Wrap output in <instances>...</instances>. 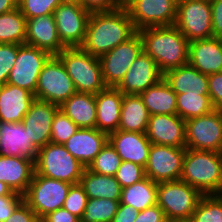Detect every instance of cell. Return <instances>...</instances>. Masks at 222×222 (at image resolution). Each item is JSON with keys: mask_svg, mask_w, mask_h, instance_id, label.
Returning a JSON list of instances; mask_svg holds the SVG:
<instances>
[{"mask_svg": "<svg viewBox=\"0 0 222 222\" xmlns=\"http://www.w3.org/2000/svg\"><path fill=\"white\" fill-rule=\"evenodd\" d=\"M137 31L124 6L112 11L91 12L88 18L85 39L80 48L100 58Z\"/></svg>", "mask_w": 222, "mask_h": 222, "instance_id": "6da1fadb", "label": "cell"}, {"mask_svg": "<svg viewBox=\"0 0 222 222\" xmlns=\"http://www.w3.org/2000/svg\"><path fill=\"white\" fill-rule=\"evenodd\" d=\"M137 32L143 52L156 62L163 74L188 64L189 41L175 25L147 27Z\"/></svg>", "mask_w": 222, "mask_h": 222, "instance_id": "7a4b0ae2", "label": "cell"}, {"mask_svg": "<svg viewBox=\"0 0 222 222\" xmlns=\"http://www.w3.org/2000/svg\"><path fill=\"white\" fill-rule=\"evenodd\" d=\"M221 169V152L186 148L180 180L203 195L216 194L219 191Z\"/></svg>", "mask_w": 222, "mask_h": 222, "instance_id": "3957f363", "label": "cell"}, {"mask_svg": "<svg viewBox=\"0 0 222 222\" xmlns=\"http://www.w3.org/2000/svg\"><path fill=\"white\" fill-rule=\"evenodd\" d=\"M57 57L71 77L76 91L97 94L107 86L103 81L100 59L80 47L65 48Z\"/></svg>", "mask_w": 222, "mask_h": 222, "instance_id": "277c9868", "label": "cell"}, {"mask_svg": "<svg viewBox=\"0 0 222 222\" xmlns=\"http://www.w3.org/2000/svg\"><path fill=\"white\" fill-rule=\"evenodd\" d=\"M35 172L41 176L76 184L86 169L62 144L49 142L39 148Z\"/></svg>", "mask_w": 222, "mask_h": 222, "instance_id": "5b68a950", "label": "cell"}, {"mask_svg": "<svg viewBox=\"0 0 222 222\" xmlns=\"http://www.w3.org/2000/svg\"><path fill=\"white\" fill-rule=\"evenodd\" d=\"M157 205L169 221L190 219L203 194L181 181L161 182L157 185Z\"/></svg>", "mask_w": 222, "mask_h": 222, "instance_id": "8992f818", "label": "cell"}, {"mask_svg": "<svg viewBox=\"0 0 222 222\" xmlns=\"http://www.w3.org/2000/svg\"><path fill=\"white\" fill-rule=\"evenodd\" d=\"M71 184L41 176L34 171L24 201L41 220L48 213L61 208L66 200Z\"/></svg>", "mask_w": 222, "mask_h": 222, "instance_id": "52a82bcc", "label": "cell"}, {"mask_svg": "<svg viewBox=\"0 0 222 222\" xmlns=\"http://www.w3.org/2000/svg\"><path fill=\"white\" fill-rule=\"evenodd\" d=\"M76 92L61 60L51 56L38 76L35 99L61 106Z\"/></svg>", "mask_w": 222, "mask_h": 222, "instance_id": "ba28073f", "label": "cell"}, {"mask_svg": "<svg viewBox=\"0 0 222 222\" xmlns=\"http://www.w3.org/2000/svg\"><path fill=\"white\" fill-rule=\"evenodd\" d=\"M174 25L189 42L212 38L211 3L204 0H179Z\"/></svg>", "mask_w": 222, "mask_h": 222, "instance_id": "9c48e42d", "label": "cell"}, {"mask_svg": "<svg viewBox=\"0 0 222 222\" xmlns=\"http://www.w3.org/2000/svg\"><path fill=\"white\" fill-rule=\"evenodd\" d=\"M178 0H123L136 31L147 27L172 26Z\"/></svg>", "mask_w": 222, "mask_h": 222, "instance_id": "30bf717a", "label": "cell"}, {"mask_svg": "<svg viewBox=\"0 0 222 222\" xmlns=\"http://www.w3.org/2000/svg\"><path fill=\"white\" fill-rule=\"evenodd\" d=\"M185 131L187 149L222 152V110L186 120Z\"/></svg>", "mask_w": 222, "mask_h": 222, "instance_id": "8fae6325", "label": "cell"}, {"mask_svg": "<svg viewBox=\"0 0 222 222\" xmlns=\"http://www.w3.org/2000/svg\"><path fill=\"white\" fill-rule=\"evenodd\" d=\"M89 15L90 12L77 0H64L55 8L53 16L57 33L66 48L83 44Z\"/></svg>", "mask_w": 222, "mask_h": 222, "instance_id": "7c38bea8", "label": "cell"}, {"mask_svg": "<svg viewBox=\"0 0 222 222\" xmlns=\"http://www.w3.org/2000/svg\"><path fill=\"white\" fill-rule=\"evenodd\" d=\"M143 52L140 34L136 32L126 42L101 56L103 81L107 87H116L132 62Z\"/></svg>", "mask_w": 222, "mask_h": 222, "instance_id": "4fadbf2b", "label": "cell"}, {"mask_svg": "<svg viewBox=\"0 0 222 222\" xmlns=\"http://www.w3.org/2000/svg\"><path fill=\"white\" fill-rule=\"evenodd\" d=\"M186 147L153 144L149 150L145 175L156 183L180 180Z\"/></svg>", "mask_w": 222, "mask_h": 222, "instance_id": "5bb4252c", "label": "cell"}, {"mask_svg": "<svg viewBox=\"0 0 222 222\" xmlns=\"http://www.w3.org/2000/svg\"><path fill=\"white\" fill-rule=\"evenodd\" d=\"M51 55L37 47L18 44V54L7 83L35 94L38 76Z\"/></svg>", "mask_w": 222, "mask_h": 222, "instance_id": "9a60e30c", "label": "cell"}, {"mask_svg": "<svg viewBox=\"0 0 222 222\" xmlns=\"http://www.w3.org/2000/svg\"><path fill=\"white\" fill-rule=\"evenodd\" d=\"M163 78L164 74L160 71L156 62L149 55L142 52L132 62L116 88L123 94H140Z\"/></svg>", "mask_w": 222, "mask_h": 222, "instance_id": "2e32d148", "label": "cell"}, {"mask_svg": "<svg viewBox=\"0 0 222 222\" xmlns=\"http://www.w3.org/2000/svg\"><path fill=\"white\" fill-rule=\"evenodd\" d=\"M59 106L35 99L22 119L27 135L39 149L51 141V125Z\"/></svg>", "mask_w": 222, "mask_h": 222, "instance_id": "e0dca14e", "label": "cell"}, {"mask_svg": "<svg viewBox=\"0 0 222 222\" xmlns=\"http://www.w3.org/2000/svg\"><path fill=\"white\" fill-rule=\"evenodd\" d=\"M145 134L153 144L185 147V120L178 114L151 115Z\"/></svg>", "mask_w": 222, "mask_h": 222, "instance_id": "ac0fdd59", "label": "cell"}, {"mask_svg": "<svg viewBox=\"0 0 222 222\" xmlns=\"http://www.w3.org/2000/svg\"><path fill=\"white\" fill-rule=\"evenodd\" d=\"M38 150L22 122L0 121V156L25 157L35 163Z\"/></svg>", "mask_w": 222, "mask_h": 222, "instance_id": "d6986e66", "label": "cell"}, {"mask_svg": "<svg viewBox=\"0 0 222 222\" xmlns=\"http://www.w3.org/2000/svg\"><path fill=\"white\" fill-rule=\"evenodd\" d=\"M25 44L37 47L57 56L66 47L57 33L53 14L27 19Z\"/></svg>", "mask_w": 222, "mask_h": 222, "instance_id": "ffe728a7", "label": "cell"}, {"mask_svg": "<svg viewBox=\"0 0 222 222\" xmlns=\"http://www.w3.org/2000/svg\"><path fill=\"white\" fill-rule=\"evenodd\" d=\"M108 141L122 161L133 162L145 168L152 145L145 133L117 130L108 134Z\"/></svg>", "mask_w": 222, "mask_h": 222, "instance_id": "44dd1931", "label": "cell"}, {"mask_svg": "<svg viewBox=\"0 0 222 222\" xmlns=\"http://www.w3.org/2000/svg\"><path fill=\"white\" fill-rule=\"evenodd\" d=\"M108 141V134L97 128H79L63 145L85 168Z\"/></svg>", "mask_w": 222, "mask_h": 222, "instance_id": "7402d4cb", "label": "cell"}, {"mask_svg": "<svg viewBox=\"0 0 222 222\" xmlns=\"http://www.w3.org/2000/svg\"><path fill=\"white\" fill-rule=\"evenodd\" d=\"M188 64L204 75L222 72V39L189 42Z\"/></svg>", "mask_w": 222, "mask_h": 222, "instance_id": "603a6c76", "label": "cell"}, {"mask_svg": "<svg viewBox=\"0 0 222 222\" xmlns=\"http://www.w3.org/2000/svg\"><path fill=\"white\" fill-rule=\"evenodd\" d=\"M122 99L123 93L116 87H106L95 94L98 130L107 134L118 130Z\"/></svg>", "mask_w": 222, "mask_h": 222, "instance_id": "cb8c5ba5", "label": "cell"}, {"mask_svg": "<svg viewBox=\"0 0 222 222\" xmlns=\"http://www.w3.org/2000/svg\"><path fill=\"white\" fill-rule=\"evenodd\" d=\"M35 171L34 162L25 157L0 156V181L13 192L24 195Z\"/></svg>", "mask_w": 222, "mask_h": 222, "instance_id": "d4e9b609", "label": "cell"}, {"mask_svg": "<svg viewBox=\"0 0 222 222\" xmlns=\"http://www.w3.org/2000/svg\"><path fill=\"white\" fill-rule=\"evenodd\" d=\"M34 100L27 89L8 83L0 86V121L22 122Z\"/></svg>", "mask_w": 222, "mask_h": 222, "instance_id": "484cf974", "label": "cell"}, {"mask_svg": "<svg viewBox=\"0 0 222 222\" xmlns=\"http://www.w3.org/2000/svg\"><path fill=\"white\" fill-rule=\"evenodd\" d=\"M164 79L176 94L209 95L208 76L189 64L167 71Z\"/></svg>", "mask_w": 222, "mask_h": 222, "instance_id": "4316f807", "label": "cell"}, {"mask_svg": "<svg viewBox=\"0 0 222 222\" xmlns=\"http://www.w3.org/2000/svg\"><path fill=\"white\" fill-rule=\"evenodd\" d=\"M59 109L79 128H96L95 94L76 92Z\"/></svg>", "mask_w": 222, "mask_h": 222, "instance_id": "83f0119b", "label": "cell"}, {"mask_svg": "<svg viewBox=\"0 0 222 222\" xmlns=\"http://www.w3.org/2000/svg\"><path fill=\"white\" fill-rule=\"evenodd\" d=\"M149 117L139 94H123L118 130L145 133Z\"/></svg>", "mask_w": 222, "mask_h": 222, "instance_id": "f1b7e54d", "label": "cell"}, {"mask_svg": "<svg viewBox=\"0 0 222 222\" xmlns=\"http://www.w3.org/2000/svg\"><path fill=\"white\" fill-rule=\"evenodd\" d=\"M151 115L177 114L176 93L163 78L139 94Z\"/></svg>", "mask_w": 222, "mask_h": 222, "instance_id": "f546056e", "label": "cell"}, {"mask_svg": "<svg viewBox=\"0 0 222 222\" xmlns=\"http://www.w3.org/2000/svg\"><path fill=\"white\" fill-rule=\"evenodd\" d=\"M89 199H121V186L114 176L93 173L87 168L79 182Z\"/></svg>", "mask_w": 222, "mask_h": 222, "instance_id": "4dcf8cb0", "label": "cell"}, {"mask_svg": "<svg viewBox=\"0 0 222 222\" xmlns=\"http://www.w3.org/2000/svg\"><path fill=\"white\" fill-rule=\"evenodd\" d=\"M157 185L146 176L141 181L122 188L120 203L132 206L138 212L154 206L157 204Z\"/></svg>", "mask_w": 222, "mask_h": 222, "instance_id": "1f68e13d", "label": "cell"}, {"mask_svg": "<svg viewBox=\"0 0 222 222\" xmlns=\"http://www.w3.org/2000/svg\"><path fill=\"white\" fill-rule=\"evenodd\" d=\"M27 19L19 10L0 14V44H25Z\"/></svg>", "mask_w": 222, "mask_h": 222, "instance_id": "d6a6232c", "label": "cell"}, {"mask_svg": "<svg viewBox=\"0 0 222 222\" xmlns=\"http://www.w3.org/2000/svg\"><path fill=\"white\" fill-rule=\"evenodd\" d=\"M176 105L177 114L185 121L208 114L215 109L210 95L176 94Z\"/></svg>", "mask_w": 222, "mask_h": 222, "instance_id": "836d02e7", "label": "cell"}, {"mask_svg": "<svg viewBox=\"0 0 222 222\" xmlns=\"http://www.w3.org/2000/svg\"><path fill=\"white\" fill-rule=\"evenodd\" d=\"M120 200L88 199L81 222H111L115 216Z\"/></svg>", "mask_w": 222, "mask_h": 222, "instance_id": "e575fe53", "label": "cell"}, {"mask_svg": "<svg viewBox=\"0 0 222 222\" xmlns=\"http://www.w3.org/2000/svg\"><path fill=\"white\" fill-rule=\"evenodd\" d=\"M190 219L193 222H222V196L203 195Z\"/></svg>", "mask_w": 222, "mask_h": 222, "instance_id": "d590c367", "label": "cell"}, {"mask_svg": "<svg viewBox=\"0 0 222 222\" xmlns=\"http://www.w3.org/2000/svg\"><path fill=\"white\" fill-rule=\"evenodd\" d=\"M122 160L109 141L102 147L99 154L87 169L93 173L115 176Z\"/></svg>", "mask_w": 222, "mask_h": 222, "instance_id": "8d00e7d4", "label": "cell"}, {"mask_svg": "<svg viewBox=\"0 0 222 222\" xmlns=\"http://www.w3.org/2000/svg\"><path fill=\"white\" fill-rule=\"evenodd\" d=\"M78 129L79 127L59 109L53 117L50 142L63 145Z\"/></svg>", "mask_w": 222, "mask_h": 222, "instance_id": "74e56055", "label": "cell"}, {"mask_svg": "<svg viewBox=\"0 0 222 222\" xmlns=\"http://www.w3.org/2000/svg\"><path fill=\"white\" fill-rule=\"evenodd\" d=\"M64 0H19L17 7L26 19L53 14Z\"/></svg>", "mask_w": 222, "mask_h": 222, "instance_id": "f35d334b", "label": "cell"}, {"mask_svg": "<svg viewBox=\"0 0 222 222\" xmlns=\"http://www.w3.org/2000/svg\"><path fill=\"white\" fill-rule=\"evenodd\" d=\"M88 199L89 198L80 183L71 184L62 207L80 219L86 209Z\"/></svg>", "mask_w": 222, "mask_h": 222, "instance_id": "ab89813d", "label": "cell"}, {"mask_svg": "<svg viewBox=\"0 0 222 222\" xmlns=\"http://www.w3.org/2000/svg\"><path fill=\"white\" fill-rule=\"evenodd\" d=\"M114 177L124 188L144 179L145 168L133 162L122 161Z\"/></svg>", "mask_w": 222, "mask_h": 222, "instance_id": "60d3db41", "label": "cell"}, {"mask_svg": "<svg viewBox=\"0 0 222 222\" xmlns=\"http://www.w3.org/2000/svg\"><path fill=\"white\" fill-rule=\"evenodd\" d=\"M18 54V44H0V86L7 83Z\"/></svg>", "mask_w": 222, "mask_h": 222, "instance_id": "b9f144b4", "label": "cell"}, {"mask_svg": "<svg viewBox=\"0 0 222 222\" xmlns=\"http://www.w3.org/2000/svg\"><path fill=\"white\" fill-rule=\"evenodd\" d=\"M208 90L213 107L222 110V72L208 76Z\"/></svg>", "mask_w": 222, "mask_h": 222, "instance_id": "7bdbcfd3", "label": "cell"}, {"mask_svg": "<svg viewBox=\"0 0 222 222\" xmlns=\"http://www.w3.org/2000/svg\"><path fill=\"white\" fill-rule=\"evenodd\" d=\"M86 10L91 12L112 11L123 6V0H77Z\"/></svg>", "mask_w": 222, "mask_h": 222, "instance_id": "ee69618b", "label": "cell"}, {"mask_svg": "<svg viewBox=\"0 0 222 222\" xmlns=\"http://www.w3.org/2000/svg\"><path fill=\"white\" fill-rule=\"evenodd\" d=\"M5 222H40V219L23 200Z\"/></svg>", "mask_w": 222, "mask_h": 222, "instance_id": "f6af8a7d", "label": "cell"}, {"mask_svg": "<svg viewBox=\"0 0 222 222\" xmlns=\"http://www.w3.org/2000/svg\"><path fill=\"white\" fill-rule=\"evenodd\" d=\"M24 200V196H0V222H5L15 208Z\"/></svg>", "mask_w": 222, "mask_h": 222, "instance_id": "bcb514c9", "label": "cell"}, {"mask_svg": "<svg viewBox=\"0 0 222 222\" xmlns=\"http://www.w3.org/2000/svg\"><path fill=\"white\" fill-rule=\"evenodd\" d=\"M135 222H168L164 211L156 204L138 212Z\"/></svg>", "mask_w": 222, "mask_h": 222, "instance_id": "7dc6e473", "label": "cell"}, {"mask_svg": "<svg viewBox=\"0 0 222 222\" xmlns=\"http://www.w3.org/2000/svg\"><path fill=\"white\" fill-rule=\"evenodd\" d=\"M210 3L213 37L222 39V0H212Z\"/></svg>", "mask_w": 222, "mask_h": 222, "instance_id": "c3c4849f", "label": "cell"}, {"mask_svg": "<svg viewBox=\"0 0 222 222\" xmlns=\"http://www.w3.org/2000/svg\"><path fill=\"white\" fill-rule=\"evenodd\" d=\"M80 219L74 214H71L68 210L61 207L56 211L48 213L44 216L40 222H79Z\"/></svg>", "mask_w": 222, "mask_h": 222, "instance_id": "681fc988", "label": "cell"}, {"mask_svg": "<svg viewBox=\"0 0 222 222\" xmlns=\"http://www.w3.org/2000/svg\"><path fill=\"white\" fill-rule=\"evenodd\" d=\"M137 216L138 211L134 207L120 203L111 222H135Z\"/></svg>", "mask_w": 222, "mask_h": 222, "instance_id": "f907efd6", "label": "cell"}, {"mask_svg": "<svg viewBox=\"0 0 222 222\" xmlns=\"http://www.w3.org/2000/svg\"><path fill=\"white\" fill-rule=\"evenodd\" d=\"M17 8L15 0H0V14L9 12Z\"/></svg>", "mask_w": 222, "mask_h": 222, "instance_id": "816d5d0a", "label": "cell"}, {"mask_svg": "<svg viewBox=\"0 0 222 222\" xmlns=\"http://www.w3.org/2000/svg\"><path fill=\"white\" fill-rule=\"evenodd\" d=\"M18 193L13 192L4 182L0 181V196H17Z\"/></svg>", "mask_w": 222, "mask_h": 222, "instance_id": "f5cc1de1", "label": "cell"}, {"mask_svg": "<svg viewBox=\"0 0 222 222\" xmlns=\"http://www.w3.org/2000/svg\"><path fill=\"white\" fill-rule=\"evenodd\" d=\"M221 159H222V152H221ZM215 195L222 196V169H221V178H220V184H219V191Z\"/></svg>", "mask_w": 222, "mask_h": 222, "instance_id": "db71d44e", "label": "cell"}, {"mask_svg": "<svg viewBox=\"0 0 222 222\" xmlns=\"http://www.w3.org/2000/svg\"><path fill=\"white\" fill-rule=\"evenodd\" d=\"M169 222H193L191 219H181V220H173Z\"/></svg>", "mask_w": 222, "mask_h": 222, "instance_id": "11a10c76", "label": "cell"}]
</instances>
